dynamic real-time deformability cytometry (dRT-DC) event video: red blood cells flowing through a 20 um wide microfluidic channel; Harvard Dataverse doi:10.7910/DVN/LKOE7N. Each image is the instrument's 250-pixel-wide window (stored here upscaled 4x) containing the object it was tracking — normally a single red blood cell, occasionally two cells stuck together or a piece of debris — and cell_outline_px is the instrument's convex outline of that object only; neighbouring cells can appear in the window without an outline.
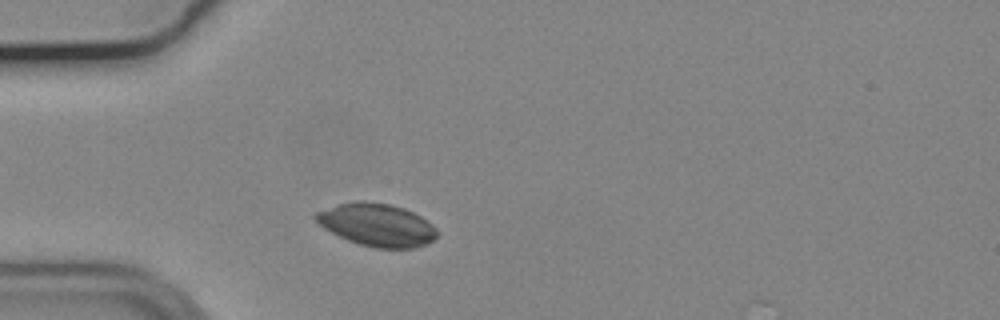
{"species": "common noctule bat (a hibernating species)", "species_latin": "Nyctalus noctula", "temperature_condition": "cold", "stored_images_in_passage": 42, "camera_frame_rate_fps": 3000, "um_per_image_px": 0.085, "animal": {"sex": "male", "body_mass_g": 19.2, "forearm_length_mm": 51.8}, "frame": {"image": 1, "passage_image": 7, "time_ms": 2.0, "image_size_px": [1000, 320], "cell_outline_px": [[440, 232], [428, 244], [416, 248], [376, 248], [360, 244], [348, 240], [324, 228], [312, 216], [316, 212], [340, 204], [356, 200], [364, 200], [388, 204], [404, 208], [420, 216], [432, 224]], "centroid_in_image_um": [32.07, 19.11], "position_along_channel_um": 52.9, "area_um2": 30.11}, "authors_computed_cell_mechanics": {"area_um2": 28.4665, "velocity_mm_per_s": 3.6186, "shape_relaxation_time_tau1_ms": 3.2853, "shape_relaxation_time_tau2_ms": 6.4018, "deformation_change_tau1": 0.1121, "deformation_change_tau2": 0.0933}}